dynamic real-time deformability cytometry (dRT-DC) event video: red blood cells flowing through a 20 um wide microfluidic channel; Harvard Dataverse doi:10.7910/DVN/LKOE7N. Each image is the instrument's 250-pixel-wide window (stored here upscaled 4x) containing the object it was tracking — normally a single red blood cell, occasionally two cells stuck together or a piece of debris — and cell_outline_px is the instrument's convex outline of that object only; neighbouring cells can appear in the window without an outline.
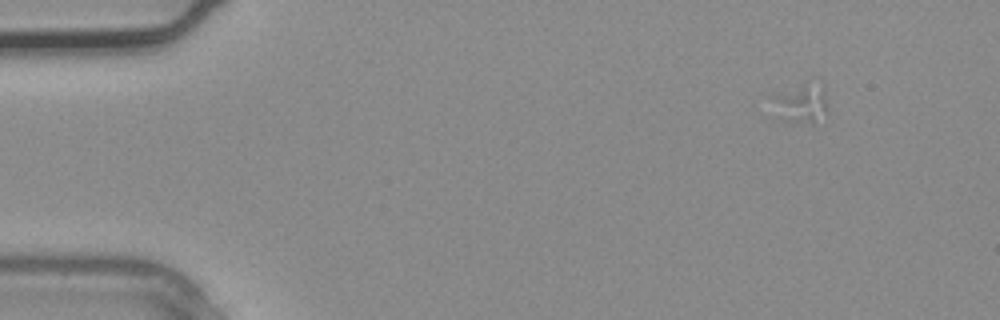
{"species": "common noctule bat (a hibernating species)", "species_latin": "Nyctalus noctula", "temperature_condition": "warm", "stored_images_in_passage": 4, "camera_frame_rate_fps": 3000, "um_per_image_px": 0.085, "animal": {"sex": "male", "body_mass_g": 20.4}, "frame": {"image": 1, "passage_image": 2, "time_ms": 0.333, "image_size_px": [1000, 320], "cell_outline_px": [[828, 112], [812, 124], [784, 120], [776, 116], [772, 96], [804, 88], [824, 96], [828, 108]], "centroid_in_image_um": [68.03, 9.02], "position_along_channel_um": 17.0, "area_um2": 10.69}}